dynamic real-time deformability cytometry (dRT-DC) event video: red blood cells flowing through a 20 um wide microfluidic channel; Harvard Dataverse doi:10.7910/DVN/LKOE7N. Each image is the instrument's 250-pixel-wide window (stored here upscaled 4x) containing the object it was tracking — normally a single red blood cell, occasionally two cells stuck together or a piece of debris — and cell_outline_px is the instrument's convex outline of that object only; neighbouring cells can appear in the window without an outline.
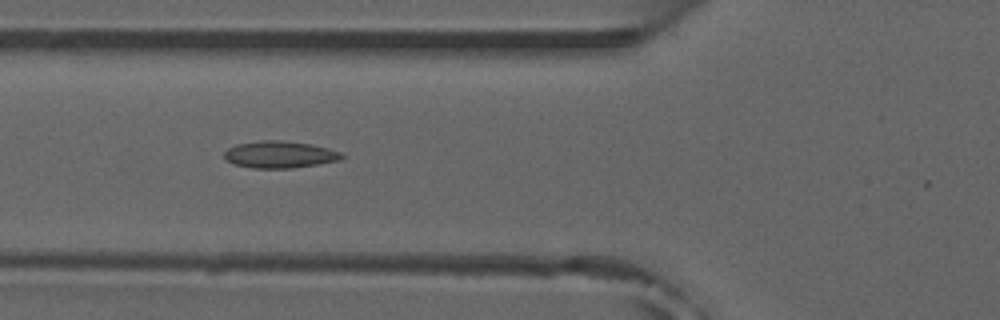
{"species": "common noctule bat (a hibernating species)", "species_latin": "Nyctalus noctula", "temperature_condition": "room temperature", "stored_images_in_passage": 45, "camera_frame_rate_fps": 3000, "um_per_image_px": 0.085, "animal": {"sex": "male", "forearm_length_mm": 52.5}, "frame": {"image": 1, "passage_image": 19, "time_ms": 6.0, "image_size_px": [1000, 320], "cell_outline_px": [[344, 156], [340, 160], [320, 164], [292, 168], [252, 168], [236, 164], [224, 160], [224, 152], [228, 148], [236, 144], [260, 140], [280, 140], [312, 144], [328, 148], [340, 152]], "centroid_in_image_um": [23.76, 13.13], "position_along_channel_um": 102.0, "area_um2": 18.55}, "authors_computed_cell_mechanics": {"area_um2": 17.5134, "velocity_mm_per_s": 3.933, "shape_relaxation_time_tau1_ms": null, "shape_relaxation_time_tau2_ms": 3.9286, "deformation_change_tau1": null, "deformation_change_tau2": 0.1232}}